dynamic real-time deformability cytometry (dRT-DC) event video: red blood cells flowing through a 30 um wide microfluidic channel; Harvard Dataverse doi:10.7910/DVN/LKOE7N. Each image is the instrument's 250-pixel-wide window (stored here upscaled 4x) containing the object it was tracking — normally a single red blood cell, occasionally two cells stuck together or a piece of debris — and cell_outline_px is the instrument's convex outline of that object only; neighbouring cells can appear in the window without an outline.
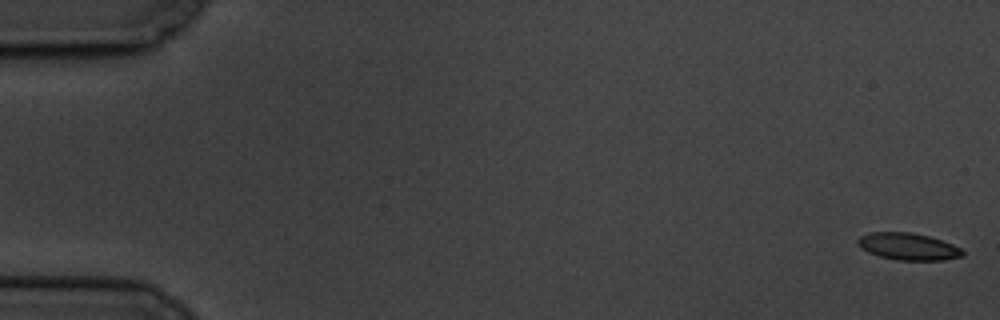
{"species": "common noctule bat (a hibernating species)", "species_latin": "Nyctalus noctula", "temperature_condition": "cold", "stored_images_in_passage": 4, "camera_frame_rate_fps": 3000, "um_per_image_px": 0.085, "animal": {"sex": "male", "body_mass_g": 19.5, "forearm_length_mm": 54.6}, "frame": {"image": 1, "passage_image": 1, "time_ms": 0.0, "image_size_px": [1000, 320], "cell_outline_px": [[964, 256], [944, 260], [896, 260], [880, 256], [868, 252], [860, 248], [856, 240], [860, 236], [868, 232], [912, 232], [928, 236], [952, 244], [960, 248], [964, 252]], "centroid_in_image_um": [77.17, 20.95], "position_along_channel_um": 7.8, "area_um2": 16.53}}